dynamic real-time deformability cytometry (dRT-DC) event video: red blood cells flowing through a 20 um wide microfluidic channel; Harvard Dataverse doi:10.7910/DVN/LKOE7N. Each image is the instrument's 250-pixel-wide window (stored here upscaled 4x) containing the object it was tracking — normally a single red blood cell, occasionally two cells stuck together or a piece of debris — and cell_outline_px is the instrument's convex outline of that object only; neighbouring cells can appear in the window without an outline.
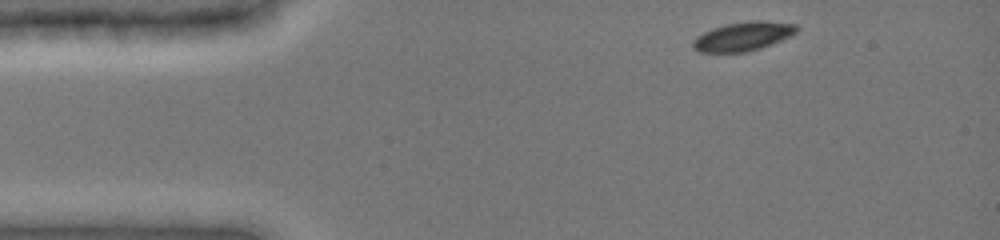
{"species": "common noctule bat (a hibernating species)", "species_latin": "Nyctalus noctula", "temperature_condition": "cold", "stored_images_in_passage": 12, "camera_frame_rate_fps": 3000, "um_per_image_px": 0.085, "animal": {"sex": "female", "body_mass_g": 19.0, "forearm_length_mm": 51.5}, "frame": {"image": 1, "passage_image": 1, "time_ms": 0.0, "image_size_px": [1000, 240], "cell_outline_px": [[800, 28], [796, 32], [772, 44], [748, 52], [696, 52], [692, 48], [692, 44], [696, 36], [712, 28], [728, 24], [752, 20], [764, 20], [796, 24]], "centroid_in_image_um": [63.15, 3.09], "position_along_channel_um": 21.9, "area_um2": 17.51}}
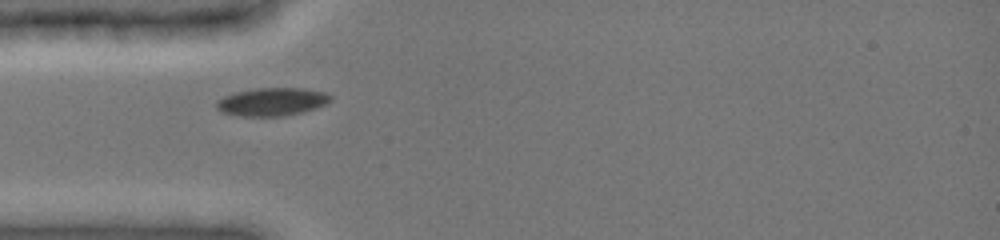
{"frame": {"image": 2, "passage_image": 9, "time_ms": 2.667, "image_size_px": [1000, 240], "cell_outline_px": [[332, 100], [328, 104], [304, 112], [284, 116], [236, 116], [220, 112], [216, 108], [216, 100], [232, 92], [256, 88], [304, 88], [324, 92], [332, 96]], "centroid_in_image_um": [23.1, 8.65], "position_along_channel_um": 61.9, "area_um2": 19.07}}
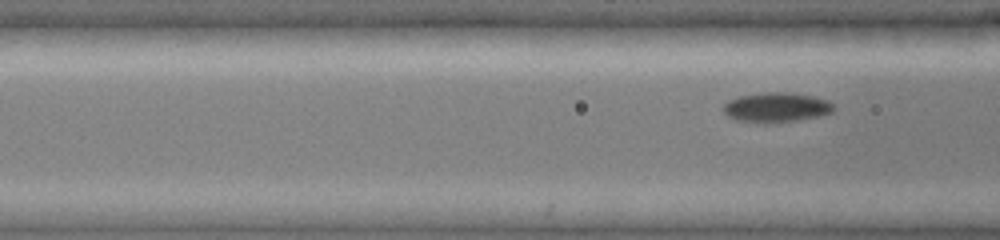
{"frame": {"image": 3, "passage_image": 12, "time_ms": 3.667, "image_size_px": [1000, 240], "cell_outline_px": [[836, 108], [832, 112], [816, 116], [796, 120], [764, 124], [736, 120], [728, 116], [720, 108], [728, 100], [740, 96], [768, 92], [784, 92], [816, 96], [828, 100]], "centroid_in_image_um": [65.96, 9.13], "position_along_channel_um": 100.6, "area_um2": 19.19}}